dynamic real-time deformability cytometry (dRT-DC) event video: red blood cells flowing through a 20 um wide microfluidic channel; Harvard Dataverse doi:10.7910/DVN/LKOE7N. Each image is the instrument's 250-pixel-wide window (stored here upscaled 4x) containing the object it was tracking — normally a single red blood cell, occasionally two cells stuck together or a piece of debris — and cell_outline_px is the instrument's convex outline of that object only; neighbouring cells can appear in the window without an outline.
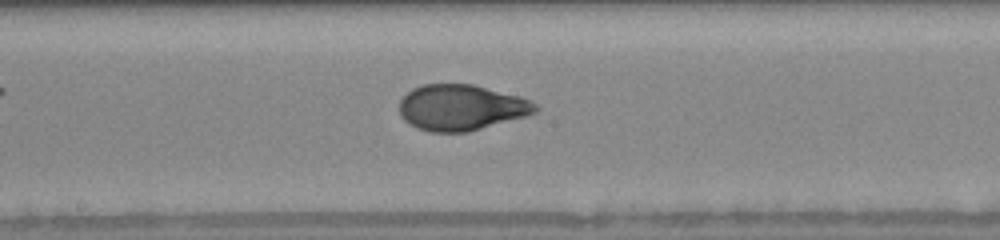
{"species": "human", "species_latin": "Homo sapiens", "temperature_condition": "warm", "stored_images_in_passage": 36, "camera_frame_rate_fps": 3000, "um_per_image_px": 0.085, "donor": {"sex": "female"}, "frame": {"image": 1, "passage_image": 16, "time_ms": 6.333, "image_size_px": [1000, 240], "cell_outline_px": [[540, 108], [536, 112], [528, 116], [468, 132], [432, 132], [416, 128], [408, 124], [400, 116], [400, 100], [412, 88], [424, 84], [472, 84], [520, 96], [536, 104]], "centroid_in_image_um": [39.21, 9.15], "position_along_channel_um": 209.0, "area_um2": 36.53}, "authors_computed_cell_mechanics": {"area_um2": 36.2117, "velocity_mm_per_s": 3.891, "shape_relaxation_time_tau1_ms": 4.3463, "shape_relaxation_time_tau2_ms": null, "deformation_change_tau1": 0.182, "deformation_change_tau2": null}}